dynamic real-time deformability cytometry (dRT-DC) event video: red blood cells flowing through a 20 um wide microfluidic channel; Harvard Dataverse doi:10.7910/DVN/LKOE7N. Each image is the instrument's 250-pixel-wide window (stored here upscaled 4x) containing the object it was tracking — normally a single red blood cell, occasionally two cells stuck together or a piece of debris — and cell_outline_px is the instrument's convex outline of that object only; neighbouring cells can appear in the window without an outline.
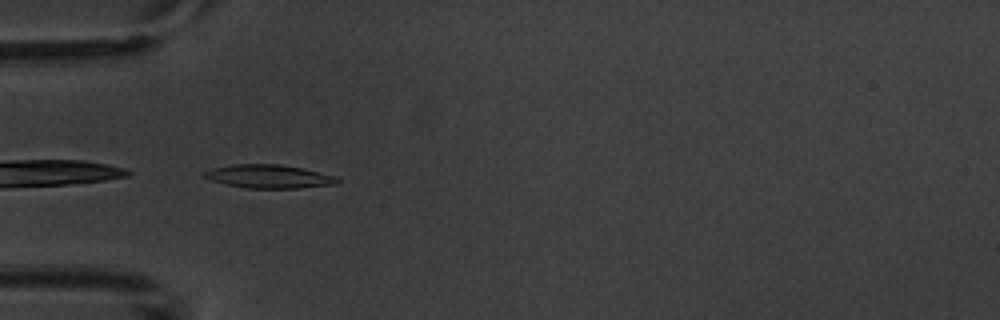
{"species": "common noctule bat (a hibernating species)", "species_latin": "Nyctalus noctula", "temperature_condition": "warm", "stored_images_in_passage": 8, "camera_frame_rate_fps": 3000, "um_per_image_px": 0.085, "animal": {"sex": "male", "body_mass_g": 20.1, "forearm_length_mm": 53.5}, "frame": {"image": 1, "passage_image": 5, "time_ms": 4.667, "image_size_px": [1000, 320], "cell_outline_px": [[340, 180], [336, 184], [300, 188], [248, 188], [228, 184], [212, 180], [200, 176], [204, 172], [212, 168], [232, 164], [280, 164], [300, 168], [336, 176]], "centroid_in_image_um": [22.84, 14.99], "position_along_channel_um": 62.2, "area_um2": 18.03}}
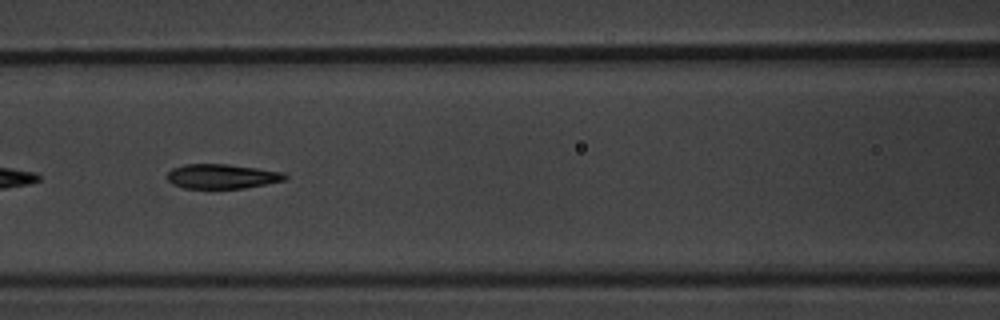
{"frame": {"image": 2, "passage_image": 7, "time_ms": 7.0, "image_size_px": [1000, 320], "cell_outline_px": [[288, 176], [284, 180], [244, 188], [184, 188], [172, 184], [168, 180], [168, 172], [172, 168], [184, 164], [228, 164], [284, 172]], "centroid_in_image_um": [18.85, 14.98], "position_along_channel_um": 147.8, "area_um2": 16.76}}
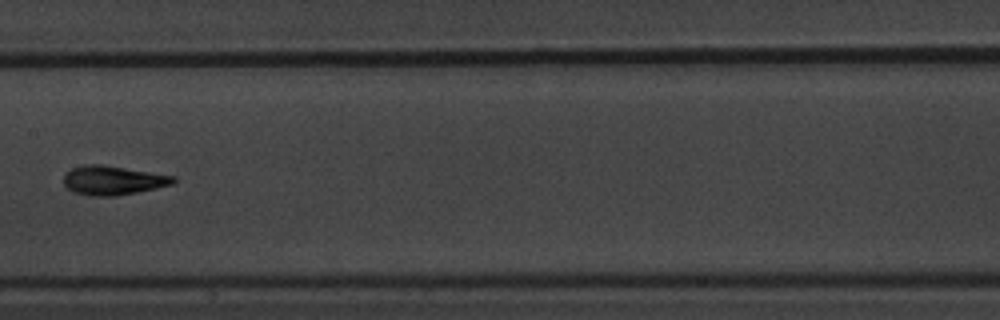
{"frame": {"image": 3, "passage_image": 8, "time_ms": 8.333, "image_size_px": [1000, 320], "cell_outline_px": [[176, 180], [172, 184], [156, 188], [116, 196], [92, 196], [72, 192], [64, 184], [64, 172], [72, 168], [84, 164], [104, 164], [176, 176]], "centroid_in_image_um": [9.58, 15.31], "position_along_channel_um": 197.8, "area_um2": 18.79}}